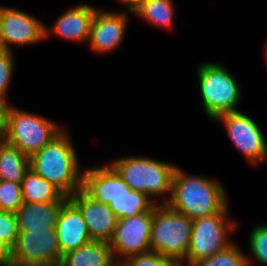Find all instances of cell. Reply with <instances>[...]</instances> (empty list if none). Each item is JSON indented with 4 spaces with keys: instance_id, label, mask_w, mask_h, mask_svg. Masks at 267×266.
I'll list each match as a JSON object with an SVG mask.
<instances>
[{
    "instance_id": "cell-32",
    "label": "cell",
    "mask_w": 267,
    "mask_h": 266,
    "mask_svg": "<svg viewBox=\"0 0 267 266\" xmlns=\"http://www.w3.org/2000/svg\"><path fill=\"white\" fill-rule=\"evenodd\" d=\"M107 266H124L123 262L118 261L116 259H114L109 265Z\"/></svg>"
},
{
    "instance_id": "cell-15",
    "label": "cell",
    "mask_w": 267,
    "mask_h": 266,
    "mask_svg": "<svg viewBox=\"0 0 267 266\" xmlns=\"http://www.w3.org/2000/svg\"><path fill=\"white\" fill-rule=\"evenodd\" d=\"M56 233L62 255L92 241L82 213L69 198L58 215Z\"/></svg>"
},
{
    "instance_id": "cell-24",
    "label": "cell",
    "mask_w": 267,
    "mask_h": 266,
    "mask_svg": "<svg viewBox=\"0 0 267 266\" xmlns=\"http://www.w3.org/2000/svg\"><path fill=\"white\" fill-rule=\"evenodd\" d=\"M248 244L251 258L246 256L247 265L251 266L253 258L257 263L267 266V224H259L251 229Z\"/></svg>"
},
{
    "instance_id": "cell-1",
    "label": "cell",
    "mask_w": 267,
    "mask_h": 266,
    "mask_svg": "<svg viewBox=\"0 0 267 266\" xmlns=\"http://www.w3.org/2000/svg\"><path fill=\"white\" fill-rule=\"evenodd\" d=\"M224 186L217 180L189 175L178 166L172 182V193L166 203L192 221L219 213L228 204Z\"/></svg>"
},
{
    "instance_id": "cell-16",
    "label": "cell",
    "mask_w": 267,
    "mask_h": 266,
    "mask_svg": "<svg viewBox=\"0 0 267 266\" xmlns=\"http://www.w3.org/2000/svg\"><path fill=\"white\" fill-rule=\"evenodd\" d=\"M97 8L88 4L69 8L56 19L52 28L45 27V38L48 39L53 34L78 43L88 41L90 25Z\"/></svg>"
},
{
    "instance_id": "cell-28",
    "label": "cell",
    "mask_w": 267,
    "mask_h": 266,
    "mask_svg": "<svg viewBox=\"0 0 267 266\" xmlns=\"http://www.w3.org/2000/svg\"><path fill=\"white\" fill-rule=\"evenodd\" d=\"M16 213L0 210V239L12 250L18 237Z\"/></svg>"
},
{
    "instance_id": "cell-34",
    "label": "cell",
    "mask_w": 267,
    "mask_h": 266,
    "mask_svg": "<svg viewBox=\"0 0 267 266\" xmlns=\"http://www.w3.org/2000/svg\"><path fill=\"white\" fill-rule=\"evenodd\" d=\"M264 52H265V62H266V66H267V43H266V45H265V50H264Z\"/></svg>"
},
{
    "instance_id": "cell-18",
    "label": "cell",
    "mask_w": 267,
    "mask_h": 266,
    "mask_svg": "<svg viewBox=\"0 0 267 266\" xmlns=\"http://www.w3.org/2000/svg\"><path fill=\"white\" fill-rule=\"evenodd\" d=\"M114 260L109 243L91 241L62 255L59 266H107Z\"/></svg>"
},
{
    "instance_id": "cell-23",
    "label": "cell",
    "mask_w": 267,
    "mask_h": 266,
    "mask_svg": "<svg viewBox=\"0 0 267 266\" xmlns=\"http://www.w3.org/2000/svg\"><path fill=\"white\" fill-rule=\"evenodd\" d=\"M234 242L213 256L202 259L192 266H248L246 254Z\"/></svg>"
},
{
    "instance_id": "cell-19",
    "label": "cell",
    "mask_w": 267,
    "mask_h": 266,
    "mask_svg": "<svg viewBox=\"0 0 267 266\" xmlns=\"http://www.w3.org/2000/svg\"><path fill=\"white\" fill-rule=\"evenodd\" d=\"M22 199L27 203H46L60 201L65 195L52 183L43 179L29 168L21 182Z\"/></svg>"
},
{
    "instance_id": "cell-25",
    "label": "cell",
    "mask_w": 267,
    "mask_h": 266,
    "mask_svg": "<svg viewBox=\"0 0 267 266\" xmlns=\"http://www.w3.org/2000/svg\"><path fill=\"white\" fill-rule=\"evenodd\" d=\"M23 205L21 183L0 182V210L16 213Z\"/></svg>"
},
{
    "instance_id": "cell-5",
    "label": "cell",
    "mask_w": 267,
    "mask_h": 266,
    "mask_svg": "<svg viewBox=\"0 0 267 266\" xmlns=\"http://www.w3.org/2000/svg\"><path fill=\"white\" fill-rule=\"evenodd\" d=\"M203 110L210 120L227 112L239 111L242 94L235 76L215 62H204L197 69Z\"/></svg>"
},
{
    "instance_id": "cell-14",
    "label": "cell",
    "mask_w": 267,
    "mask_h": 266,
    "mask_svg": "<svg viewBox=\"0 0 267 266\" xmlns=\"http://www.w3.org/2000/svg\"><path fill=\"white\" fill-rule=\"evenodd\" d=\"M69 199L82 213L92 241L109 243L118 221L109 205L92 200L82 190L74 193Z\"/></svg>"
},
{
    "instance_id": "cell-6",
    "label": "cell",
    "mask_w": 267,
    "mask_h": 266,
    "mask_svg": "<svg viewBox=\"0 0 267 266\" xmlns=\"http://www.w3.org/2000/svg\"><path fill=\"white\" fill-rule=\"evenodd\" d=\"M62 130L45 116L12 105L7 108L4 140L17 146L28 158L38 153Z\"/></svg>"
},
{
    "instance_id": "cell-17",
    "label": "cell",
    "mask_w": 267,
    "mask_h": 266,
    "mask_svg": "<svg viewBox=\"0 0 267 266\" xmlns=\"http://www.w3.org/2000/svg\"><path fill=\"white\" fill-rule=\"evenodd\" d=\"M67 199L64 196L57 202H23L16 212L18 231L56 230L58 215Z\"/></svg>"
},
{
    "instance_id": "cell-3",
    "label": "cell",
    "mask_w": 267,
    "mask_h": 266,
    "mask_svg": "<svg viewBox=\"0 0 267 266\" xmlns=\"http://www.w3.org/2000/svg\"><path fill=\"white\" fill-rule=\"evenodd\" d=\"M109 164L132 190L144 192L156 204H159L157 196H165L161 204L169 201L177 167L174 164L140 155L117 158Z\"/></svg>"
},
{
    "instance_id": "cell-4",
    "label": "cell",
    "mask_w": 267,
    "mask_h": 266,
    "mask_svg": "<svg viewBox=\"0 0 267 266\" xmlns=\"http://www.w3.org/2000/svg\"><path fill=\"white\" fill-rule=\"evenodd\" d=\"M191 233L190 218L167 204L159 203L153 206L150 251L175 259L182 264L187 258Z\"/></svg>"
},
{
    "instance_id": "cell-2",
    "label": "cell",
    "mask_w": 267,
    "mask_h": 266,
    "mask_svg": "<svg viewBox=\"0 0 267 266\" xmlns=\"http://www.w3.org/2000/svg\"><path fill=\"white\" fill-rule=\"evenodd\" d=\"M69 136L68 130L63 129L30 158V168L68 198L82 190L83 173L80 158Z\"/></svg>"
},
{
    "instance_id": "cell-9",
    "label": "cell",
    "mask_w": 267,
    "mask_h": 266,
    "mask_svg": "<svg viewBox=\"0 0 267 266\" xmlns=\"http://www.w3.org/2000/svg\"><path fill=\"white\" fill-rule=\"evenodd\" d=\"M214 123H222L235 148L254 166L267 160V143L258 124L241 111L218 115Z\"/></svg>"
},
{
    "instance_id": "cell-13",
    "label": "cell",
    "mask_w": 267,
    "mask_h": 266,
    "mask_svg": "<svg viewBox=\"0 0 267 266\" xmlns=\"http://www.w3.org/2000/svg\"><path fill=\"white\" fill-rule=\"evenodd\" d=\"M130 190L129 185L108 163L83 169L82 191L96 202L110 205Z\"/></svg>"
},
{
    "instance_id": "cell-10",
    "label": "cell",
    "mask_w": 267,
    "mask_h": 266,
    "mask_svg": "<svg viewBox=\"0 0 267 266\" xmlns=\"http://www.w3.org/2000/svg\"><path fill=\"white\" fill-rule=\"evenodd\" d=\"M152 221L153 207L139 215L119 219L109 242L114 259L123 262L131 256L150 251Z\"/></svg>"
},
{
    "instance_id": "cell-26",
    "label": "cell",
    "mask_w": 267,
    "mask_h": 266,
    "mask_svg": "<svg viewBox=\"0 0 267 266\" xmlns=\"http://www.w3.org/2000/svg\"><path fill=\"white\" fill-rule=\"evenodd\" d=\"M123 264L124 266H184V263L163 257L154 251L131 256L123 261Z\"/></svg>"
},
{
    "instance_id": "cell-20",
    "label": "cell",
    "mask_w": 267,
    "mask_h": 266,
    "mask_svg": "<svg viewBox=\"0 0 267 266\" xmlns=\"http://www.w3.org/2000/svg\"><path fill=\"white\" fill-rule=\"evenodd\" d=\"M29 168L30 158L4 140L0 145V180L21 183Z\"/></svg>"
},
{
    "instance_id": "cell-29",
    "label": "cell",
    "mask_w": 267,
    "mask_h": 266,
    "mask_svg": "<svg viewBox=\"0 0 267 266\" xmlns=\"http://www.w3.org/2000/svg\"><path fill=\"white\" fill-rule=\"evenodd\" d=\"M0 264L11 266V249L0 239Z\"/></svg>"
},
{
    "instance_id": "cell-27",
    "label": "cell",
    "mask_w": 267,
    "mask_h": 266,
    "mask_svg": "<svg viewBox=\"0 0 267 266\" xmlns=\"http://www.w3.org/2000/svg\"><path fill=\"white\" fill-rule=\"evenodd\" d=\"M13 51L0 49V98L8 101L7 95L15 71Z\"/></svg>"
},
{
    "instance_id": "cell-12",
    "label": "cell",
    "mask_w": 267,
    "mask_h": 266,
    "mask_svg": "<svg viewBox=\"0 0 267 266\" xmlns=\"http://www.w3.org/2000/svg\"><path fill=\"white\" fill-rule=\"evenodd\" d=\"M116 11H103L99 8L93 16L88 45L95 53L106 54L117 49L123 42L129 19V13ZM129 11V12H128Z\"/></svg>"
},
{
    "instance_id": "cell-21",
    "label": "cell",
    "mask_w": 267,
    "mask_h": 266,
    "mask_svg": "<svg viewBox=\"0 0 267 266\" xmlns=\"http://www.w3.org/2000/svg\"><path fill=\"white\" fill-rule=\"evenodd\" d=\"M174 9L173 0H141L132 13L149 24L171 30Z\"/></svg>"
},
{
    "instance_id": "cell-31",
    "label": "cell",
    "mask_w": 267,
    "mask_h": 266,
    "mask_svg": "<svg viewBox=\"0 0 267 266\" xmlns=\"http://www.w3.org/2000/svg\"><path fill=\"white\" fill-rule=\"evenodd\" d=\"M121 2V4H125L128 8V10L132 11L139 3L141 0H118Z\"/></svg>"
},
{
    "instance_id": "cell-22",
    "label": "cell",
    "mask_w": 267,
    "mask_h": 266,
    "mask_svg": "<svg viewBox=\"0 0 267 266\" xmlns=\"http://www.w3.org/2000/svg\"><path fill=\"white\" fill-rule=\"evenodd\" d=\"M155 204L144 192L131 189L124 196L115 199L109 207L119 220L147 212Z\"/></svg>"
},
{
    "instance_id": "cell-33",
    "label": "cell",
    "mask_w": 267,
    "mask_h": 266,
    "mask_svg": "<svg viewBox=\"0 0 267 266\" xmlns=\"http://www.w3.org/2000/svg\"><path fill=\"white\" fill-rule=\"evenodd\" d=\"M4 141V131H0V145Z\"/></svg>"
},
{
    "instance_id": "cell-7",
    "label": "cell",
    "mask_w": 267,
    "mask_h": 266,
    "mask_svg": "<svg viewBox=\"0 0 267 266\" xmlns=\"http://www.w3.org/2000/svg\"><path fill=\"white\" fill-rule=\"evenodd\" d=\"M227 204L219 213L192 221V233L186 261L187 266L209 258L225 249L233 241L229 234L236 230L237 223L229 218Z\"/></svg>"
},
{
    "instance_id": "cell-11",
    "label": "cell",
    "mask_w": 267,
    "mask_h": 266,
    "mask_svg": "<svg viewBox=\"0 0 267 266\" xmlns=\"http://www.w3.org/2000/svg\"><path fill=\"white\" fill-rule=\"evenodd\" d=\"M45 24L26 12L0 6V49L12 51V46L32 45L45 38Z\"/></svg>"
},
{
    "instance_id": "cell-30",
    "label": "cell",
    "mask_w": 267,
    "mask_h": 266,
    "mask_svg": "<svg viewBox=\"0 0 267 266\" xmlns=\"http://www.w3.org/2000/svg\"><path fill=\"white\" fill-rule=\"evenodd\" d=\"M9 106V103L0 98V131L5 130V121H6V111Z\"/></svg>"
},
{
    "instance_id": "cell-8",
    "label": "cell",
    "mask_w": 267,
    "mask_h": 266,
    "mask_svg": "<svg viewBox=\"0 0 267 266\" xmlns=\"http://www.w3.org/2000/svg\"><path fill=\"white\" fill-rule=\"evenodd\" d=\"M62 254L56 230L19 231L11 266H59Z\"/></svg>"
}]
</instances>
